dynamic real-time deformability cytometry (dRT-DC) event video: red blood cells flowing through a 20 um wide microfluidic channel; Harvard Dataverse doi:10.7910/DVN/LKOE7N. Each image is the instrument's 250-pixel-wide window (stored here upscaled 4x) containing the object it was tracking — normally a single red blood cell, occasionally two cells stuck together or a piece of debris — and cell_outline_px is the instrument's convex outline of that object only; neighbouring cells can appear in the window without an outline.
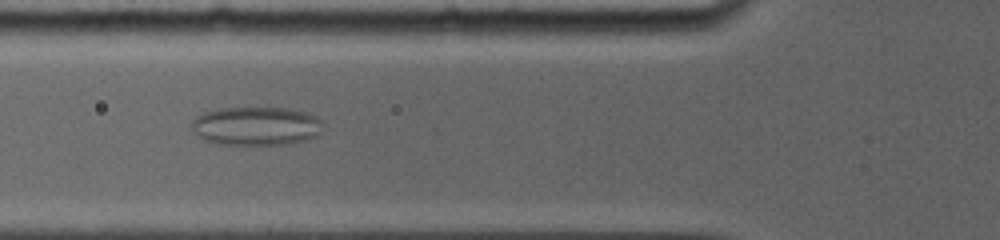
{"species": "common noctule bat (a hibernating species)", "species_latin": "Nyctalus noctula", "temperature_condition": "room temperature", "stored_images_in_passage": 36, "camera_frame_rate_fps": 5000, "um_per_image_px": 0.085, "animal": {"sex": "female", "body_mass_g": 19.0, "forearm_length_mm": 56.7}, "frame": {"image": 1, "passage_image": 9, "time_ms": 5.8, "image_size_px": [1000, 240], "cell_outline_px": [[324, 128], [316, 136], [304, 140], [280, 144], [220, 144], [204, 140], [192, 128], [192, 120], [196, 116], [204, 112], [216, 108], [288, 108], [308, 112], [316, 116], [324, 124]], "centroid_in_image_um": [21.8, 10.69], "position_along_channel_um": 104.0, "area_um2": 29.54}}
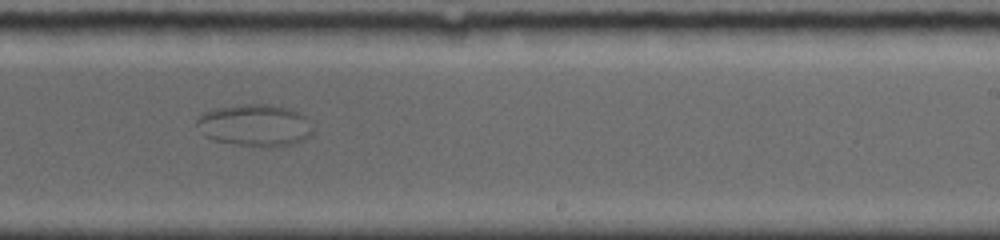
{"frame": {"image": 2, "passage_image": 24, "time_ms": 10.4, "image_size_px": [1000, 240], "cell_outline_px": [[312, 136], [288, 144], [240, 144], [216, 140], [204, 136], [196, 124], [196, 120], [204, 112], [216, 108], [248, 104], [268, 104], [292, 108], [304, 116], [308, 120], [312, 128]], "centroid_in_image_um": [21.66, 10.6], "position_along_channel_um": 267.3, "area_um2": 27.46}}
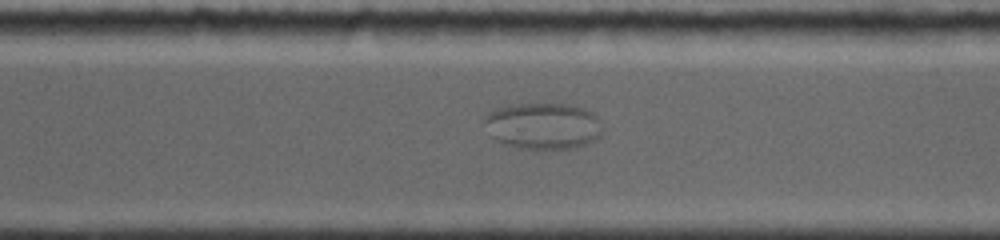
{"frame": {"image": 3, "passage_image": 29, "time_ms": 12.0, "image_size_px": [1000, 240], "cell_outline_px": [[600, 136], [584, 144], [568, 148], [528, 148], [496, 140], [484, 120], [484, 116], [488, 112], [496, 108], [516, 104], [564, 104], [584, 108], [592, 112], [600, 120]], "centroid_in_image_um": [46.18, 10.66], "position_along_channel_um": 324.4, "area_um2": 30.98}}